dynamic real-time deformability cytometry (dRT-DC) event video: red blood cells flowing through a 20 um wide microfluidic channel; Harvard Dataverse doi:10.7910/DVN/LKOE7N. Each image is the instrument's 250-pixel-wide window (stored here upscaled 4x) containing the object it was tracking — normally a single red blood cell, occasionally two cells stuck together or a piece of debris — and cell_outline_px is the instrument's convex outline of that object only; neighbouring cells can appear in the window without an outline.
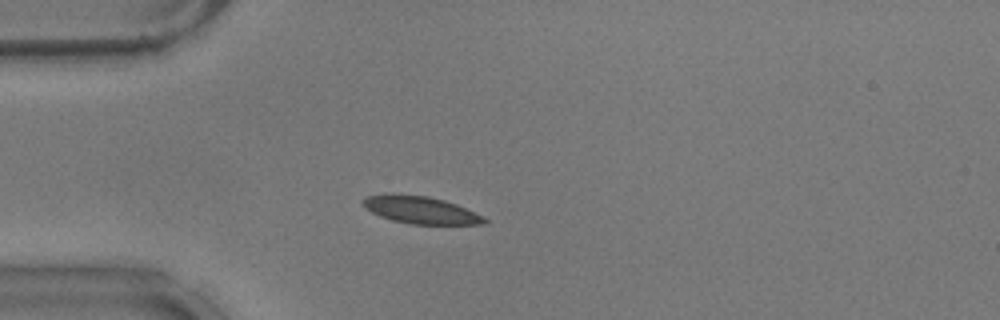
{"species": "common noctule bat (a hibernating species)", "species_latin": "Nyctalus noctula", "temperature_condition": "warm", "stored_images_in_passage": 52, "camera_frame_rate_fps": 3000, "um_per_image_px": 0.085, "animal": {"sex": "male", "body_mass_g": 17.9}, "frame": {"image": 1, "passage_image": 12, "time_ms": 3.667, "image_size_px": [1000, 320], "cell_outline_px": [[488, 224], [412, 224], [392, 220], [380, 216], [364, 208], [364, 200], [368, 196], [428, 196], [444, 200], [456, 204], [488, 220]], "centroid_in_image_um": [35.81, 17.89], "position_along_channel_um": 49.2, "area_um2": 18.38}}
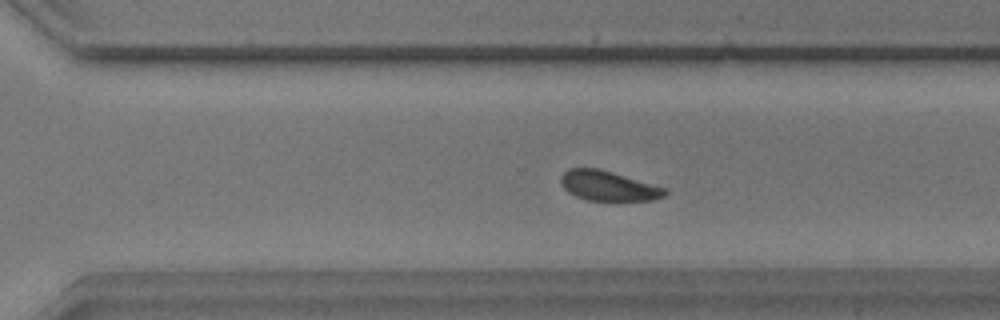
{"frame": {"image": 2, "passage_image": 35, "time_ms": 11.333, "image_size_px": [1000, 320], "cell_outline_px": [[668, 192], [664, 196], [652, 200], [588, 200], [576, 196], [568, 192], [564, 188], [560, 180], [560, 176], [568, 168], [596, 168], [612, 172], [668, 188]], "centroid_in_image_um": [51.71, 15.79], "position_along_channel_um": 318.9, "area_um2": 18.03}}
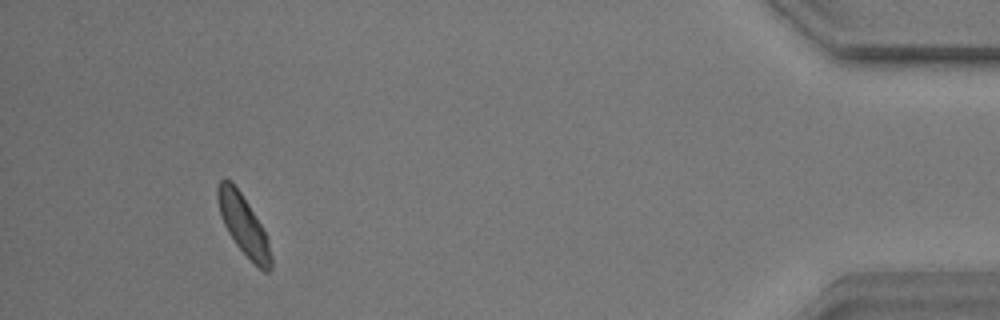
{"frame": {"image": 3, "passage_image": 48, "time_ms": 15.667, "image_size_px": [1000, 320], "cell_outline_px": [[272, 268], [268, 272], [264, 272], [236, 244], [228, 232], [220, 216], [216, 196], [216, 188], [220, 180], [224, 176], [232, 180], [248, 204], [260, 224], [268, 240], [272, 256]], "centroid_in_image_um": [20.66, 19.06], "position_along_channel_um": 414.5, "area_um2": 18.44}, "authors_computed_cell_mechanics": {"area_um2": 18.9873, "velocity_mm_per_s": 3.6899, "shape_relaxation_time_tau1_ms": 3.0384, "shape_relaxation_time_tau2_ms": 1.6906, "deformation_change_tau1": 0.0782, "deformation_change_tau2": 0.0462}}